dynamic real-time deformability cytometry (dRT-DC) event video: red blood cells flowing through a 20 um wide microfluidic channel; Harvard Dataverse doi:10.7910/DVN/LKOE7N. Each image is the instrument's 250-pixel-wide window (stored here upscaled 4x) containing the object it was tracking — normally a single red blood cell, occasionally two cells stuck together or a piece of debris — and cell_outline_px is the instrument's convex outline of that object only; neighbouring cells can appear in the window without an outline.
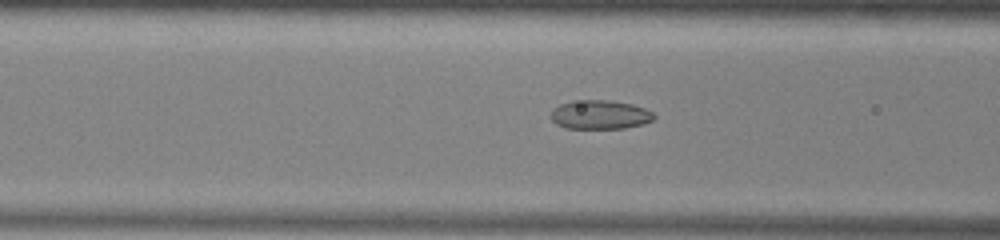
{"species": "common noctule bat (a hibernating species)", "species_latin": "Nyctalus noctula", "temperature_condition": "warm", "stored_images_in_passage": 52, "camera_frame_rate_fps": 3000, "um_per_image_px": 0.085, "animal": {"sex": "male", "body_mass_g": 13.0, "forearm_length_mm": 53.1}, "frame": {"image": 1, "passage_image": 20, "time_ms": 6.333, "image_size_px": [1000, 240], "cell_outline_px": [[656, 116], [652, 120], [644, 124], [624, 128], [564, 128], [556, 124], [552, 120], [552, 108], [560, 104], [572, 100], [608, 100], [632, 104], [644, 108], [652, 112]], "centroid_in_image_um": [50.99, 9.74], "position_along_channel_um": 115.6, "area_um2": 17.46}}
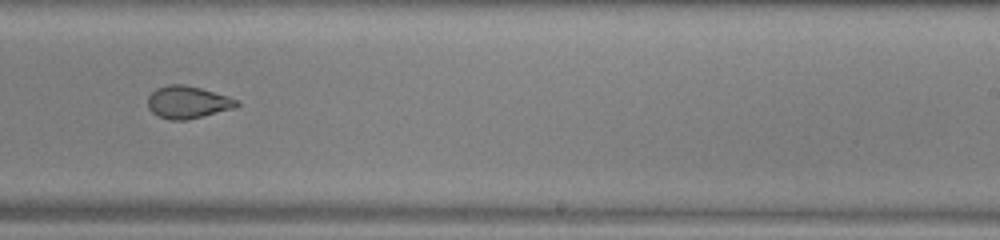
{"frame": {"image": 2, "passage_image": 32, "time_ms": 10.333, "image_size_px": [1000, 240], "cell_outline_px": [[240, 104], [236, 108], [184, 120], [172, 120], [160, 116], [152, 112], [148, 108], [148, 96], [156, 88], [168, 84], [184, 84], [200, 88], [228, 96], [236, 100]], "centroid_in_image_um": [15.95, 8.67], "position_along_channel_um": 273.1, "area_um2": 16.65}}
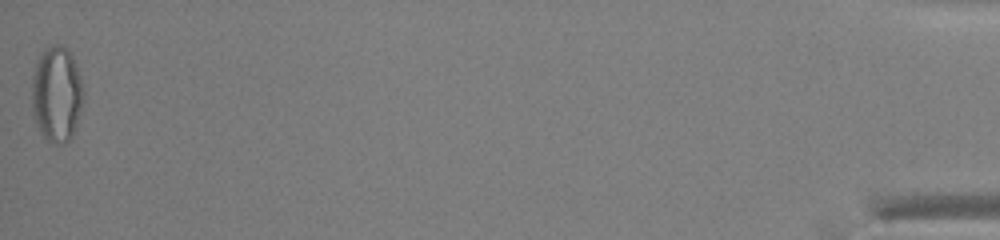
{"frame": {"image": 3, "passage_image": 52, "time_ms": 17.0, "image_size_px": [1000, 240], "cell_outline_px": [[84, 100], [72, 136], [68, 140], [60, 144], [56, 144], [48, 140], [40, 132], [32, 112], [32, 76], [36, 64], [44, 48], [56, 44], [60, 44], [68, 48], [72, 56], [84, 84]], "centroid_in_image_um": [4.83, 7.97], "position_along_channel_um": 430.4, "area_um2": 28.96}, "authors_computed_cell_mechanics": {"area_um2": 19.4786, "velocity_mm_per_s": 3.9382, "shape_relaxation_time_tau1_ms": 10.7876, "shape_relaxation_time_tau2_ms": 1.4494, "deformation_change_tau1": 0.2619, "deformation_change_tau2": 0.0606}}